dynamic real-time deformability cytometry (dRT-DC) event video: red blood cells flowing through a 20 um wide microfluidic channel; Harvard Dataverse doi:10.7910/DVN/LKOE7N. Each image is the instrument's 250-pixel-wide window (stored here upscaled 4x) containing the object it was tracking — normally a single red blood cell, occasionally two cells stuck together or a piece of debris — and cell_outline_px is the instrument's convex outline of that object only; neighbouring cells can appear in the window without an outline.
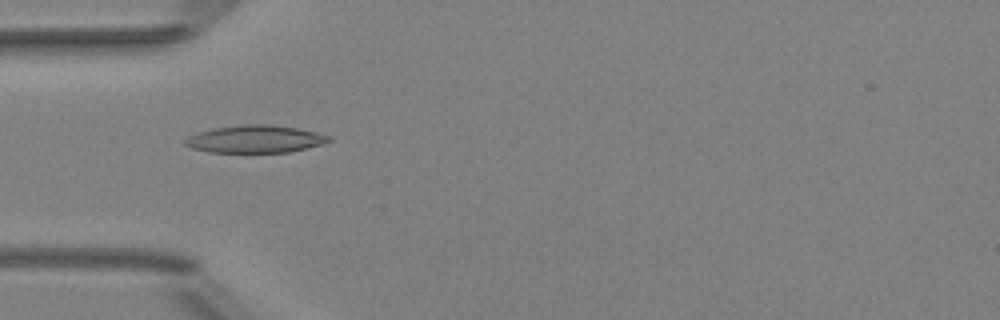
{"species": "Egyptian fruit bat (a non-hibernating species)", "species_latin": "Rousettus aegyptiacus", "temperature_condition": "room temperature", "stored_images_in_passage": 8, "camera_frame_rate_fps": 3000, "um_per_image_px": 0.085, "animal": {"sex": "female"}, "frame": {"image": 1, "passage_image": 5, "time_ms": 1.333, "image_size_px": [1000, 320], "cell_outline_px": [[332, 140], [320, 144], [288, 152], [208, 152], [192, 148], [184, 144], [184, 140], [188, 136], [196, 132], [212, 128], [244, 124], [268, 124], [296, 128], [316, 132], [332, 136]], "centroid_in_image_um": [21.64, 11.81], "position_along_channel_um": 63.4, "area_um2": 23.0}}
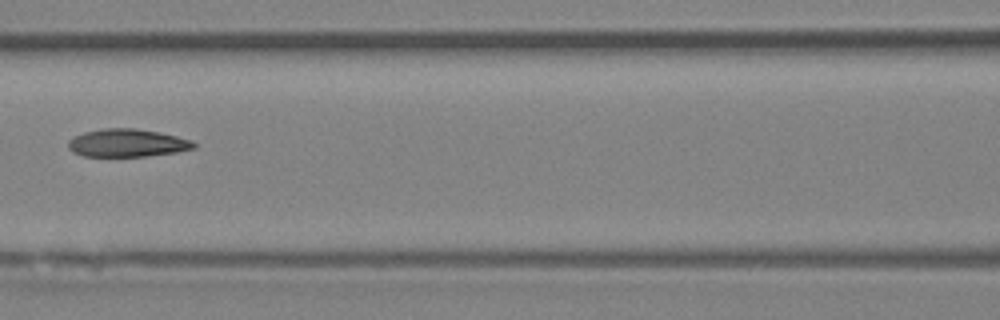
{"frame": {"image": 2, "passage_image": 7, "time_ms": 2.0, "image_size_px": [1000, 320], "cell_outline_px": [[196, 148], [176, 152], [144, 156], [84, 156], [72, 152], [68, 148], [68, 140], [84, 132], [104, 128], [136, 128], [160, 132], [192, 140], [196, 144]], "centroid_in_image_um": [10.82, 12.15], "position_along_channel_um": 155.8, "area_um2": 20.4}}
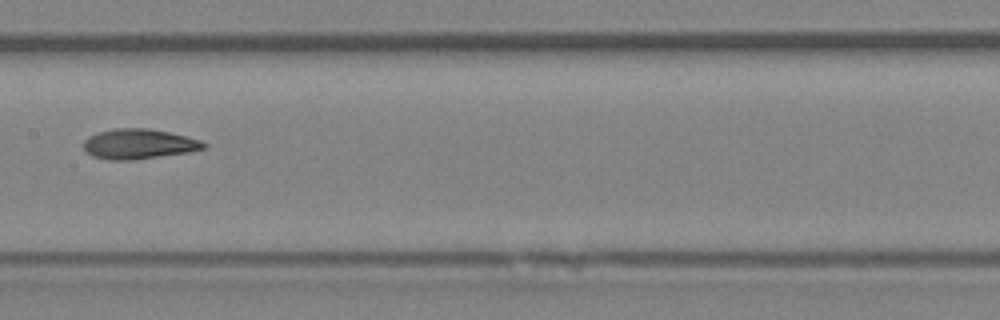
{"frame": {"image": 3, "passage_image": 8, "time_ms": 2.333, "image_size_px": [1000, 320], "cell_outline_px": [[208, 144], [204, 148], [188, 152], [132, 160], [108, 160], [92, 156], [84, 148], [84, 140], [88, 136], [96, 132], [112, 128], [148, 128], [168, 132], [200, 140]], "centroid_in_image_um": [11.75, 12.23], "position_along_channel_um": 195.6, "area_um2": 20.98}}